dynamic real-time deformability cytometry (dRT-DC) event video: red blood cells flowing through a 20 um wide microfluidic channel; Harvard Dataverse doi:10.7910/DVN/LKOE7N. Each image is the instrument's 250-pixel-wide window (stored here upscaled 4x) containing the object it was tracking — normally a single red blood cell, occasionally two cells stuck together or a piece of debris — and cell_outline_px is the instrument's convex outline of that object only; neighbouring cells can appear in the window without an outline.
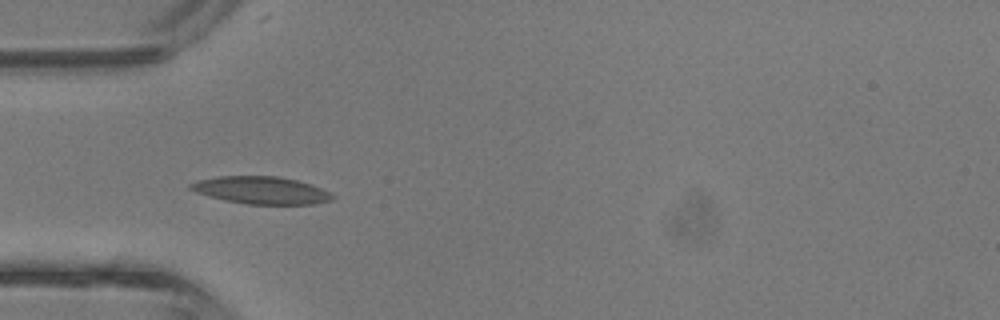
{"species": "common noctule bat (a hibernating species)", "species_latin": "Nyctalus noctula", "temperature_condition": "room temperature", "stored_images_in_passage": 5, "camera_frame_rate_fps": 3000, "um_per_image_px": 0.085, "animal": {"sex": "male", "body_mass_g": 13.3}, "frame": {"image": 1, "passage_image": 4, "time_ms": 1.0, "image_size_px": [1000, 320], "cell_outline_px": [[336, 196], [332, 200], [316, 204], [248, 204], [224, 200], [208, 196], [196, 192], [188, 188], [188, 184], [196, 180], [220, 176], [280, 176], [312, 184]], "centroid_in_image_um": [22.19, 16.17], "position_along_channel_um": 62.8, "area_um2": 22.77}}
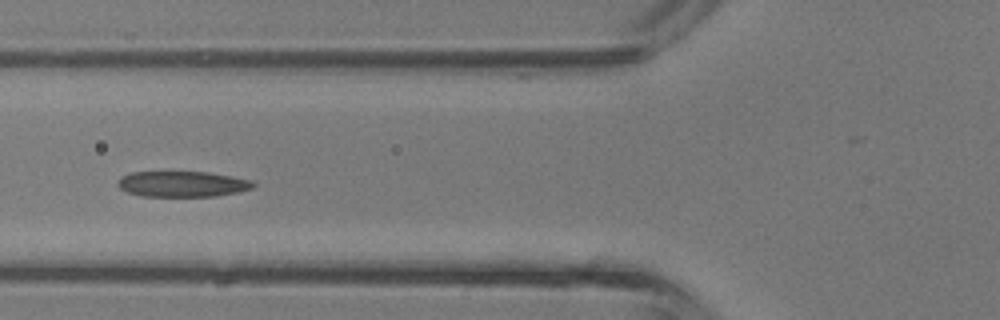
{"frame": {"image": 2, "passage_image": 5, "time_ms": 1.333, "image_size_px": [1000, 320], "cell_outline_px": [[256, 184], [252, 188], [236, 192], [216, 196], [140, 196], [128, 192], [120, 188], [116, 184], [120, 176], [132, 172], [208, 172], [252, 180]], "centroid_in_image_um": [15.47, 15.64], "position_along_channel_um": 110.3, "area_um2": 20.23}}